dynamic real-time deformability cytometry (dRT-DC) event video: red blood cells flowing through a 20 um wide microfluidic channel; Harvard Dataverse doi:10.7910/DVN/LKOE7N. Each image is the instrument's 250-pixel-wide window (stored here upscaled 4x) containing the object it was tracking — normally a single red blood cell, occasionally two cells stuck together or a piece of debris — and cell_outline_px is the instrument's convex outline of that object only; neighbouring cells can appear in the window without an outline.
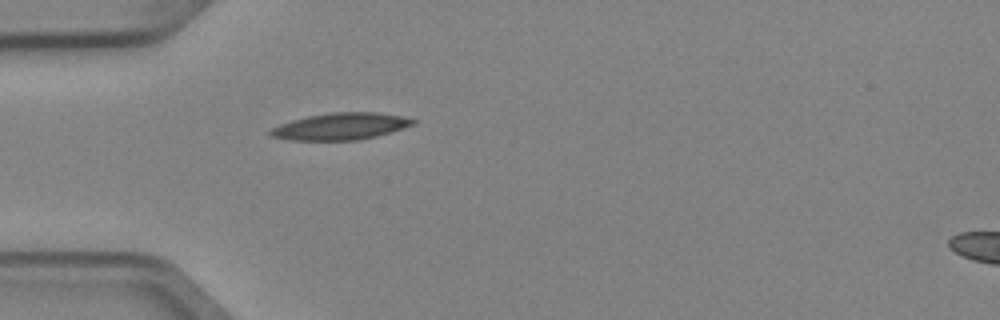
{"species": "Egyptian fruit bat (a non-hibernating species)", "species_latin": "Rousettus aegyptiacus", "temperature_condition": "cold", "stored_images_in_passage": 1, "camera_frame_rate_fps": 3000, "um_per_image_px": 0.085, "animal": {"sex": "female"}, "frame": {"image": 1, "passage_image": 1, "time_ms": 0.0, "image_size_px": [1000, 320], "cell_outline_px": [[416, 124], [376, 136], [356, 140], [288, 140], [272, 136], [268, 132], [272, 128], [280, 124], [292, 120], [308, 116], [332, 112], [376, 112], [400, 116], [416, 120]], "centroid_in_image_um": [28.94, 10.74], "position_along_channel_um": 56.1, "area_um2": 22.08}}